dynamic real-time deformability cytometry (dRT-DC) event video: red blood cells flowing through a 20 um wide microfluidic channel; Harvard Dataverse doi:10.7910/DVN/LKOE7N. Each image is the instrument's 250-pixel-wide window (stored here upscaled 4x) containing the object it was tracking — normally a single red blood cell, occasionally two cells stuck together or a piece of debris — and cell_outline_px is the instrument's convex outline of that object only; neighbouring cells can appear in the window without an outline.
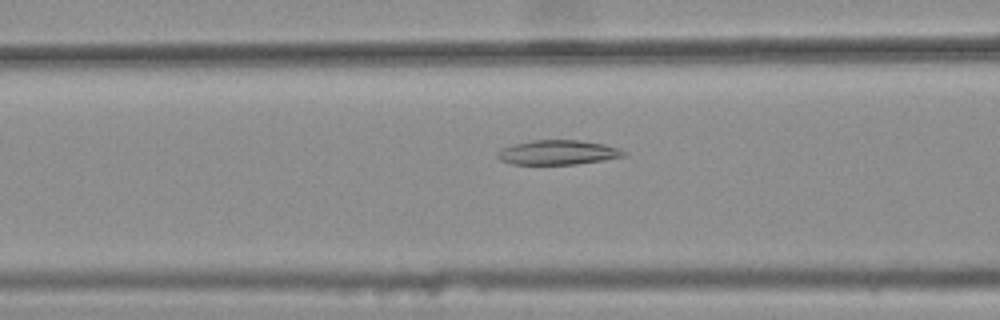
{"species": "common noctule bat (a hibernating species)", "species_latin": "Nyctalus noctula", "temperature_condition": "warm", "stored_images_in_passage": 34, "camera_frame_rate_fps": 3000, "um_per_image_px": 0.085, "animal": {"sex": "female", "body_mass_g": 25.1}, "frame": {"image": 1, "passage_image": 6, "time_ms": 1.667, "image_size_px": [1000, 320], "cell_outline_px": [[628, 152], [624, 156], [604, 160], [576, 164], [512, 164], [500, 160], [496, 156], [496, 152], [504, 148], [516, 144], [532, 140], [580, 140], [604, 144], [620, 148]], "centroid_in_image_um": [47.45, 12.96], "position_along_channel_um": 119.1, "area_um2": 18.03}}
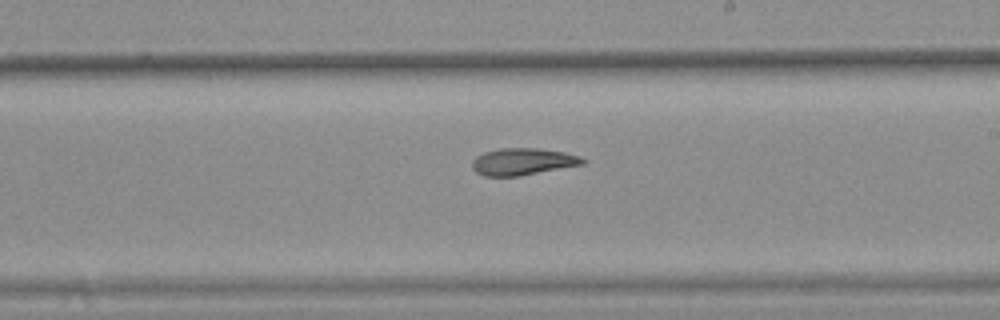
{"frame": {"image": 2, "passage_image": 16, "time_ms": 5.0, "image_size_px": [1000, 320], "cell_outline_px": [[588, 160], [584, 164], [520, 176], [484, 176], [476, 172], [472, 168], [472, 160], [476, 156], [484, 152], [500, 148], [540, 148], [564, 152], [580, 156]], "centroid_in_image_um": [44.44, 13.73], "position_along_channel_um": 244.6, "area_um2": 17.51}}
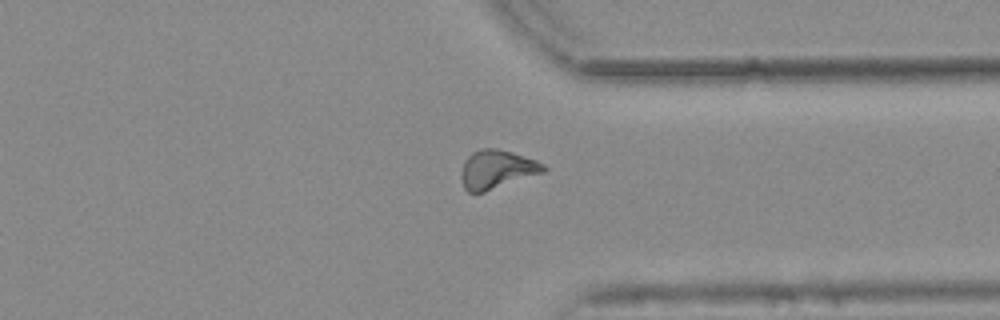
{"frame": {"image": 3, "passage_image": 26, "time_ms": 8.333, "image_size_px": [1000, 320], "cell_outline_px": [[548, 168], [544, 172], [484, 192], [468, 192], [464, 188], [460, 176], [464, 160], [472, 152], [484, 148], [496, 148], [512, 152], [536, 160], [544, 164]], "centroid_in_image_um": [42.22, 14.39], "position_along_channel_um": 369.2, "area_um2": 18.5}, "authors_computed_cell_mechanics": {"area_um2": 17.6001, "velocity_mm_per_s": 3.7742, "shape_relaxation_time_tau1_ms": null, "shape_relaxation_time_tau2_ms": 10.9525, "deformation_change_tau1": null, "deformation_change_tau2": 0.2119}}